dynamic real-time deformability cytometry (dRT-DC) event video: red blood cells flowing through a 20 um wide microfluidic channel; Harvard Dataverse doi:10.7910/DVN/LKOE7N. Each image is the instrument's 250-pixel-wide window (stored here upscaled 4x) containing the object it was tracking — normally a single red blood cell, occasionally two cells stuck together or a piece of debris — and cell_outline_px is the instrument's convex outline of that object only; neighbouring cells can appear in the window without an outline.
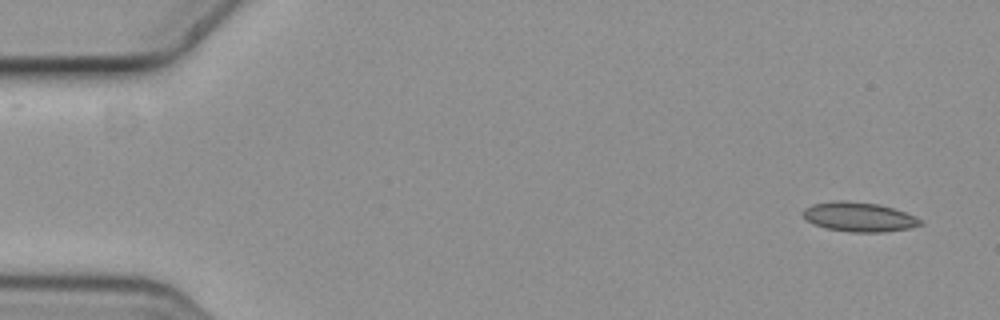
{"species": "common noctule bat (a hibernating species)", "species_latin": "Nyctalus noctula", "temperature_condition": "cold", "stored_images_in_passage": 5, "camera_frame_rate_fps": 3000, "um_per_image_px": 0.085, "animal": {"sex": "female", "body_mass_g": 19.3, "forearm_length_mm": 54.1}, "frame": {"image": 1, "passage_image": 1, "time_ms": 0.0, "image_size_px": [1000, 320], "cell_outline_px": [[924, 224], [912, 228], [884, 232], [848, 232], [824, 228], [808, 220], [804, 216], [804, 208], [812, 204], [840, 200], [880, 204], [916, 216], [924, 220]], "centroid_in_image_um": [73.08, 18.45], "position_along_channel_um": 11.9, "area_um2": 20.17}}
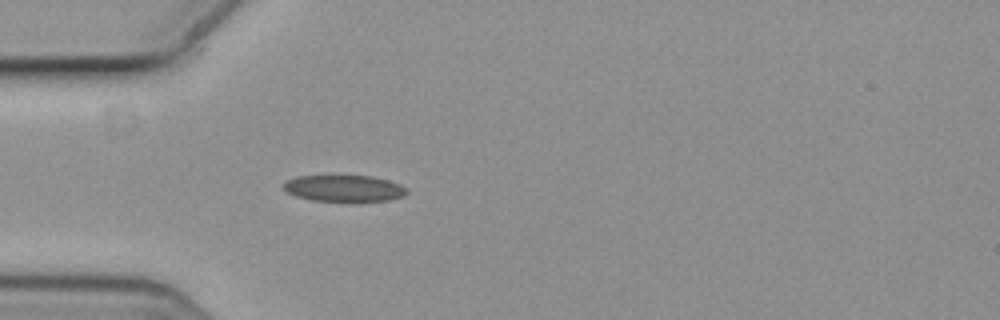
{"frame": {"image": 2, "passage_image": 5, "time_ms": 1.333, "image_size_px": [1000, 320], "cell_outline_px": [[408, 192], [404, 196], [388, 200], [360, 204], [348, 204], [312, 200], [296, 196], [288, 192], [284, 188], [284, 180], [296, 176], [372, 176], [388, 180], [400, 184], [408, 188]], "centroid_in_image_um": [29.3, 16.06], "position_along_channel_um": 55.7, "area_um2": 20.0}}